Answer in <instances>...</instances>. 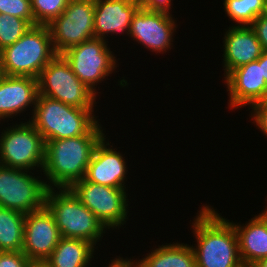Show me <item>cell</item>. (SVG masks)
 I'll list each match as a JSON object with an SVG mask.
<instances>
[{"label": "cell", "mask_w": 267, "mask_h": 267, "mask_svg": "<svg viewBox=\"0 0 267 267\" xmlns=\"http://www.w3.org/2000/svg\"><path fill=\"white\" fill-rule=\"evenodd\" d=\"M210 204H203L191 224L197 267H244L233 223ZM194 245V246H193Z\"/></svg>", "instance_id": "cell-1"}, {"label": "cell", "mask_w": 267, "mask_h": 267, "mask_svg": "<svg viewBox=\"0 0 267 267\" xmlns=\"http://www.w3.org/2000/svg\"><path fill=\"white\" fill-rule=\"evenodd\" d=\"M104 128L98 121L83 136L45 142L42 172L48 188H70L84 179L96 146L106 136Z\"/></svg>", "instance_id": "cell-2"}, {"label": "cell", "mask_w": 267, "mask_h": 267, "mask_svg": "<svg viewBox=\"0 0 267 267\" xmlns=\"http://www.w3.org/2000/svg\"><path fill=\"white\" fill-rule=\"evenodd\" d=\"M94 109H80L38 94L28 120L44 141L85 135L98 121Z\"/></svg>", "instance_id": "cell-3"}, {"label": "cell", "mask_w": 267, "mask_h": 267, "mask_svg": "<svg viewBox=\"0 0 267 267\" xmlns=\"http://www.w3.org/2000/svg\"><path fill=\"white\" fill-rule=\"evenodd\" d=\"M45 206L52 213L61 237L101 245L107 229L70 188H48Z\"/></svg>", "instance_id": "cell-4"}, {"label": "cell", "mask_w": 267, "mask_h": 267, "mask_svg": "<svg viewBox=\"0 0 267 267\" xmlns=\"http://www.w3.org/2000/svg\"><path fill=\"white\" fill-rule=\"evenodd\" d=\"M56 55L48 26L34 25L14 44L0 51V71L3 75L38 78Z\"/></svg>", "instance_id": "cell-5"}, {"label": "cell", "mask_w": 267, "mask_h": 267, "mask_svg": "<svg viewBox=\"0 0 267 267\" xmlns=\"http://www.w3.org/2000/svg\"><path fill=\"white\" fill-rule=\"evenodd\" d=\"M38 94L80 109L96 110L99 97L72 71L62 54H57L37 78Z\"/></svg>", "instance_id": "cell-6"}, {"label": "cell", "mask_w": 267, "mask_h": 267, "mask_svg": "<svg viewBox=\"0 0 267 267\" xmlns=\"http://www.w3.org/2000/svg\"><path fill=\"white\" fill-rule=\"evenodd\" d=\"M16 122L0 130V165L41 173L45 141L29 121Z\"/></svg>", "instance_id": "cell-7"}, {"label": "cell", "mask_w": 267, "mask_h": 267, "mask_svg": "<svg viewBox=\"0 0 267 267\" xmlns=\"http://www.w3.org/2000/svg\"><path fill=\"white\" fill-rule=\"evenodd\" d=\"M108 43L104 39L92 38L62 53L79 80L98 96V84L110 80L108 77L117 73L116 69L119 67L120 58L117 59Z\"/></svg>", "instance_id": "cell-8"}, {"label": "cell", "mask_w": 267, "mask_h": 267, "mask_svg": "<svg viewBox=\"0 0 267 267\" xmlns=\"http://www.w3.org/2000/svg\"><path fill=\"white\" fill-rule=\"evenodd\" d=\"M70 189L103 226L110 231L125 228L129 220L128 189L113 188L81 179Z\"/></svg>", "instance_id": "cell-9"}, {"label": "cell", "mask_w": 267, "mask_h": 267, "mask_svg": "<svg viewBox=\"0 0 267 267\" xmlns=\"http://www.w3.org/2000/svg\"><path fill=\"white\" fill-rule=\"evenodd\" d=\"M34 173L0 165V206L24 214L42 209L48 187L42 172Z\"/></svg>", "instance_id": "cell-10"}, {"label": "cell", "mask_w": 267, "mask_h": 267, "mask_svg": "<svg viewBox=\"0 0 267 267\" xmlns=\"http://www.w3.org/2000/svg\"><path fill=\"white\" fill-rule=\"evenodd\" d=\"M94 0H70L63 13L54 19L48 28L57 54L95 38Z\"/></svg>", "instance_id": "cell-11"}, {"label": "cell", "mask_w": 267, "mask_h": 267, "mask_svg": "<svg viewBox=\"0 0 267 267\" xmlns=\"http://www.w3.org/2000/svg\"><path fill=\"white\" fill-rule=\"evenodd\" d=\"M176 22L173 15L140 7L132 17L129 38L153 54H166L174 46Z\"/></svg>", "instance_id": "cell-12"}, {"label": "cell", "mask_w": 267, "mask_h": 267, "mask_svg": "<svg viewBox=\"0 0 267 267\" xmlns=\"http://www.w3.org/2000/svg\"><path fill=\"white\" fill-rule=\"evenodd\" d=\"M225 80V81H224ZM222 81L226 86L228 109H240L267 100V82L262 77V55L232 70Z\"/></svg>", "instance_id": "cell-13"}, {"label": "cell", "mask_w": 267, "mask_h": 267, "mask_svg": "<svg viewBox=\"0 0 267 267\" xmlns=\"http://www.w3.org/2000/svg\"><path fill=\"white\" fill-rule=\"evenodd\" d=\"M60 239L55 219L46 206L25 215L22 252L32 263H44Z\"/></svg>", "instance_id": "cell-14"}, {"label": "cell", "mask_w": 267, "mask_h": 267, "mask_svg": "<svg viewBox=\"0 0 267 267\" xmlns=\"http://www.w3.org/2000/svg\"><path fill=\"white\" fill-rule=\"evenodd\" d=\"M107 138V140H106ZM108 137H104L96 146L92 158L86 169L84 179L100 185L113 188L128 189V160L120 153L118 147L109 143ZM127 160V161H126ZM126 184V185H125ZM127 186V187H126Z\"/></svg>", "instance_id": "cell-15"}, {"label": "cell", "mask_w": 267, "mask_h": 267, "mask_svg": "<svg viewBox=\"0 0 267 267\" xmlns=\"http://www.w3.org/2000/svg\"><path fill=\"white\" fill-rule=\"evenodd\" d=\"M37 96V78L1 74L0 124H3L5 120L7 121L6 123H8L10 118L12 119L10 120L12 122L13 119L19 117L22 113H26L28 108V111H31L29 113L33 114Z\"/></svg>", "instance_id": "cell-16"}, {"label": "cell", "mask_w": 267, "mask_h": 267, "mask_svg": "<svg viewBox=\"0 0 267 267\" xmlns=\"http://www.w3.org/2000/svg\"><path fill=\"white\" fill-rule=\"evenodd\" d=\"M223 36L222 66L225 78L232 70L256 61L263 52L260 41L250 27L230 25Z\"/></svg>", "instance_id": "cell-17"}, {"label": "cell", "mask_w": 267, "mask_h": 267, "mask_svg": "<svg viewBox=\"0 0 267 267\" xmlns=\"http://www.w3.org/2000/svg\"><path fill=\"white\" fill-rule=\"evenodd\" d=\"M94 34L95 38L108 40L126 34L129 38L133 15L140 8L136 0H94ZM111 35V36H109ZM113 35V36H112ZM108 36V37H107Z\"/></svg>", "instance_id": "cell-18"}, {"label": "cell", "mask_w": 267, "mask_h": 267, "mask_svg": "<svg viewBox=\"0 0 267 267\" xmlns=\"http://www.w3.org/2000/svg\"><path fill=\"white\" fill-rule=\"evenodd\" d=\"M238 237L239 255L244 267H252L267 257V215L261 211L246 223L233 222Z\"/></svg>", "instance_id": "cell-19"}, {"label": "cell", "mask_w": 267, "mask_h": 267, "mask_svg": "<svg viewBox=\"0 0 267 267\" xmlns=\"http://www.w3.org/2000/svg\"><path fill=\"white\" fill-rule=\"evenodd\" d=\"M175 242L158 245L142 259L132 256L131 260L136 267H197L191 244Z\"/></svg>", "instance_id": "cell-20"}, {"label": "cell", "mask_w": 267, "mask_h": 267, "mask_svg": "<svg viewBox=\"0 0 267 267\" xmlns=\"http://www.w3.org/2000/svg\"><path fill=\"white\" fill-rule=\"evenodd\" d=\"M96 247L91 242L61 237L52 254L44 261L48 267L92 266Z\"/></svg>", "instance_id": "cell-21"}, {"label": "cell", "mask_w": 267, "mask_h": 267, "mask_svg": "<svg viewBox=\"0 0 267 267\" xmlns=\"http://www.w3.org/2000/svg\"><path fill=\"white\" fill-rule=\"evenodd\" d=\"M25 215L0 206V251H22Z\"/></svg>", "instance_id": "cell-22"}, {"label": "cell", "mask_w": 267, "mask_h": 267, "mask_svg": "<svg viewBox=\"0 0 267 267\" xmlns=\"http://www.w3.org/2000/svg\"><path fill=\"white\" fill-rule=\"evenodd\" d=\"M223 9L228 21L235 26L250 25L257 17L263 15L265 0H223Z\"/></svg>", "instance_id": "cell-23"}, {"label": "cell", "mask_w": 267, "mask_h": 267, "mask_svg": "<svg viewBox=\"0 0 267 267\" xmlns=\"http://www.w3.org/2000/svg\"><path fill=\"white\" fill-rule=\"evenodd\" d=\"M31 26L25 19L0 13V51L19 40Z\"/></svg>", "instance_id": "cell-24"}, {"label": "cell", "mask_w": 267, "mask_h": 267, "mask_svg": "<svg viewBox=\"0 0 267 267\" xmlns=\"http://www.w3.org/2000/svg\"><path fill=\"white\" fill-rule=\"evenodd\" d=\"M70 0H31L34 25L48 26L60 16Z\"/></svg>", "instance_id": "cell-25"}, {"label": "cell", "mask_w": 267, "mask_h": 267, "mask_svg": "<svg viewBox=\"0 0 267 267\" xmlns=\"http://www.w3.org/2000/svg\"><path fill=\"white\" fill-rule=\"evenodd\" d=\"M0 13L25 19L34 26L31 0H0Z\"/></svg>", "instance_id": "cell-26"}, {"label": "cell", "mask_w": 267, "mask_h": 267, "mask_svg": "<svg viewBox=\"0 0 267 267\" xmlns=\"http://www.w3.org/2000/svg\"><path fill=\"white\" fill-rule=\"evenodd\" d=\"M32 264L22 251H0V267H31Z\"/></svg>", "instance_id": "cell-27"}, {"label": "cell", "mask_w": 267, "mask_h": 267, "mask_svg": "<svg viewBox=\"0 0 267 267\" xmlns=\"http://www.w3.org/2000/svg\"><path fill=\"white\" fill-rule=\"evenodd\" d=\"M248 110H251L250 122L253 121L256 129H259L263 136H267V100L253 104Z\"/></svg>", "instance_id": "cell-28"}, {"label": "cell", "mask_w": 267, "mask_h": 267, "mask_svg": "<svg viewBox=\"0 0 267 267\" xmlns=\"http://www.w3.org/2000/svg\"><path fill=\"white\" fill-rule=\"evenodd\" d=\"M141 8L172 15L173 0H136ZM171 10V11H170Z\"/></svg>", "instance_id": "cell-29"}, {"label": "cell", "mask_w": 267, "mask_h": 267, "mask_svg": "<svg viewBox=\"0 0 267 267\" xmlns=\"http://www.w3.org/2000/svg\"><path fill=\"white\" fill-rule=\"evenodd\" d=\"M250 27L260 41L263 51H267V17L263 15L257 17Z\"/></svg>", "instance_id": "cell-30"}, {"label": "cell", "mask_w": 267, "mask_h": 267, "mask_svg": "<svg viewBox=\"0 0 267 267\" xmlns=\"http://www.w3.org/2000/svg\"><path fill=\"white\" fill-rule=\"evenodd\" d=\"M110 262L107 264V267H136L135 263L131 260V257L124 258L121 256H116L110 260Z\"/></svg>", "instance_id": "cell-31"}, {"label": "cell", "mask_w": 267, "mask_h": 267, "mask_svg": "<svg viewBox=\"0 0 267 267\" xmlns=\"http://www.w3.org/2000/svg\"><path fill=\"white\" fill-rule=\"evenodd\" d=\"M262 77L267 82V51L262 52Z\"/></svg>", "instance_id": "cell-32"}, {"label": "cell", "mask_w": 267, "mask_h": 267, "mask_svg": "<svg viewBox=\"0 0 267 267\" xmlns=\"http://www.w3.org/2000/svg\"><path fill=\"white\" fill-rule=\"evenodd\" d=\"M252 267H267V257L259 260L256 264Z\"/></svg>", "instance_id": "cell-33"}, {"label": "cell", "mask_w": 267, "mask_h": 267, "mask_svg": "<svg viewBox=\"0 0 267 267\" xmlns=\"http://www.w3.org/2000/svg\"><path fill=\"white\" fill-rule=\"evenodd\" d=\"M31 267H48L45 263H33Z\"/></svg>", "instance_id": "cell-34"}, {"label": "cell", "mask_w": 267, "mask_h": 267, "mask_svg": "<svg viewBox=\"0 0 267 267\" xmlns=\"http://www.w3.org/2000/svg\"><path fill=\"white\" fill-rule=\"evenodd\" d=\"M263 16L267 17V0H265V7H264Z\"/></svg>", "instance_id": "cell-35"}, {"label": "cell", "mask_w": 267, "mask_h": 267, "mask_svg": "<svg viewBox=\"0 0 267 267\" xmlns=\"http://www.w3.org/2000/svg\"><path fill=\"white\" fill-rule=\"evenodd\" d=\"M265 201H266V204H267V199L265 198ZM264 208H265V210H264V208H263V212L267 215V205L266 206H263Z\"/></svg>", "instance_id": "cell-36"}]
</instances>
